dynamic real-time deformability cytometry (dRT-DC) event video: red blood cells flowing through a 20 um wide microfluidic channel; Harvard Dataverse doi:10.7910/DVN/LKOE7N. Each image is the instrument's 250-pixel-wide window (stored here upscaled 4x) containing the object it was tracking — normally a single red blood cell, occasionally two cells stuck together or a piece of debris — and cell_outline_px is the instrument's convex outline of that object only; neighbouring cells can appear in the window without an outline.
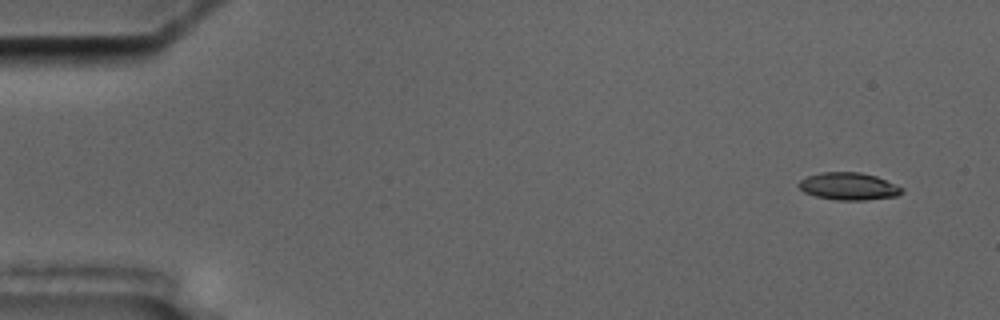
{"species": "common noctule bat (a hibernating species)", "species_latin": "Nyctalus noctula", "temperature_condition": "cold", "stored_images_in_passage": 7, "camera_frame_rate_fps": 3000, "um_per_image_px": 0.085, "animal": {"sex": "male", "body_mass_g": 17.5, "forearm_length_mm": 52.3}, "frame": {"image": 1, "passage_image": 1, "time_ms": 0.0, "image_size_px": [1000, 320], "cell_outline_px": [[904, 192], [896, 196], [864, 200], [836, 200], [816, 196], [804, 192], [796, 184], [800, 180], [808, 176], [820, 172], [860, 172], [876, 176], [904, 188]], "centroid_in_image_um": [72.13, 15.83], "position_along_channel_um": 12.9, "area_um2": 16.47}}
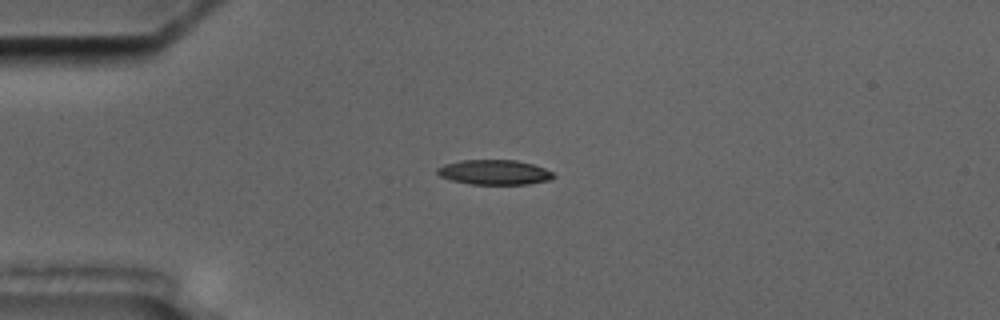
{"frame": {"image": 2, "passage_image": 4, "time_ms": 3.667, "image_size_px": [1000, 320], "cell_outline_px": [[556, 176], [548, 180], [528, 184], [472, 184], [452, 180], [440, 176], [436, 172], [436, 168], [444, 164], [460, 160], [516, 160], [532, 164], [544, 168], [552, 172]], "centroid_in_image_um": [42.0, 14.63], "position_along_channel_um": 43.0, "area_um2": 16.76}}